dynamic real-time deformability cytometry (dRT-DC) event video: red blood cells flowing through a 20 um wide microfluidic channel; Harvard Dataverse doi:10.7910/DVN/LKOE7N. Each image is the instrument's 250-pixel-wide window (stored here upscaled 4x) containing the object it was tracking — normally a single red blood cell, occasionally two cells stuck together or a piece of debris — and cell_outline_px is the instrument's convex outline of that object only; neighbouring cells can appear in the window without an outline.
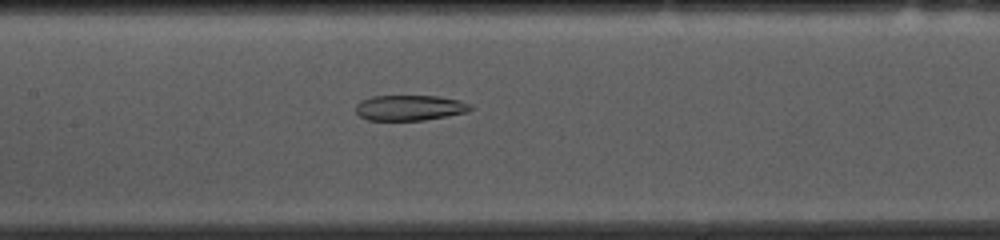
{"species": "common noctule bat (a hibernating species)", "species_latin": "Nyctalus noctula", "temperature_condition": "cold", "stored_images_in_passage": 52, "camera_frame_rate_fps": 3000, "um_per_image_px": 0.085, "animal": {"sex": "female", "body_mass_g": 10.0, "forearm_length_mm": 53.1}, "frame": {"image": 1, "passage_image": 23, "time_ms": 7.333, "image_size_px": [1000, 240], "cell_outline_px": [[472, 108], [468, 112], [424, 120], [368, 120], [360, 116], [356, 112], [356, 104], [360, 100], [372, 96], [436, 96], [460, 100], [472, 104]], "centroid_in_image_um": [34.83, 9.16], "position_along_channel_um": 172.6, "area_um2": 17.05}}
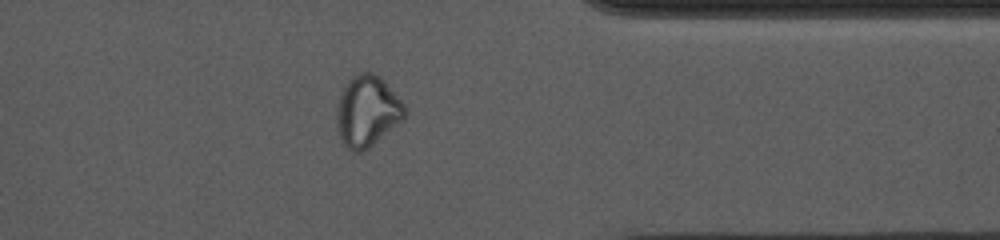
{"frame": {"image": 2, "passage_image": 41, "time_ms": 13.333, "image_size_px": [1000, 240], "cell_outline_px": [[404, 116], [400, 120], [368, 148], [360, 152], [356, 152], [348, 148], [344, 144], [340, 136], [336, 120], [336, 108], [340, 92], [348, 80], [352, 76], [360, 72], [372, 72], [384, 80], [404, 104]], "centroid_in_image_um": [31.16, 9.41], "position_along_channel_um": 380.2, "area_um2": 27.57}}
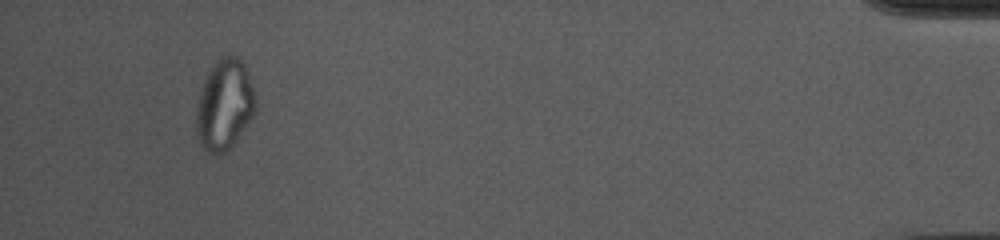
{"frame": {"image": 3, "passage_image": 49, "time_ms": 16.0, "image_size_px": [1000, 240], "cell_outline_px": [[256, 112], [236, 140], [224, 152], [216, 156], [208, 152], [200, 144], [196, 136], [196, 112], [200, 92], [208, 72], [212, 64], [220, 56], [240, 56], [244, 64], [256, 100]], "centroid_in_image_um": [19.07, 8.91], "position_along_channel_um": 416.1, "area_um2": 31.21}, "authors_computed_cell_mechanics": {"area_um2": 24.1893, "velocity_mm_per_s": 3.6834, "shape_relaxation_time_tau1_ms": null, "shape_relaxation_time_tau2_ms": 3.384, "deformation_change_tau1": null, "deformation_change_tau2": 0.1047}}